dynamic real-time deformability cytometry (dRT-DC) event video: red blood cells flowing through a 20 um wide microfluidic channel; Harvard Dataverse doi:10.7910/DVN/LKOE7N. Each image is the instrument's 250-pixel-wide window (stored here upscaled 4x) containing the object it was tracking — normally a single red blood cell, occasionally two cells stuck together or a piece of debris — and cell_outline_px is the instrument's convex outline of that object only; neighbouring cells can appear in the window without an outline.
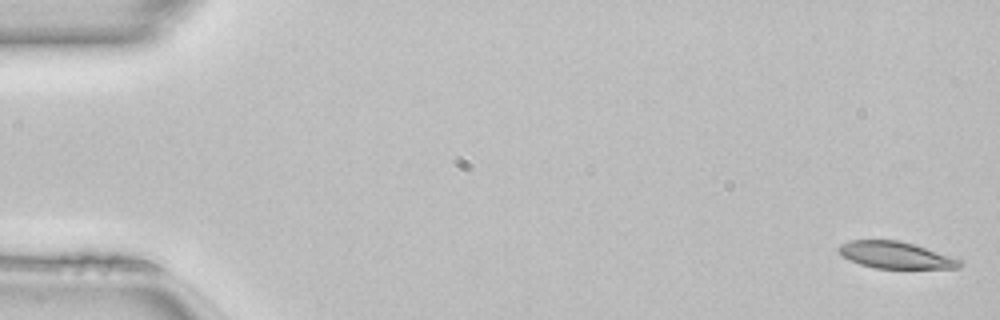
{"species": "common noctule bat (a hibernating species)", "species_latin": "Nyctalus noctula", "temperature_condition": "room temperature", "stored_images_in_passage": 49, "camera_frame_rate_fps": 3000, "um_per_image_px": 0.085, "animal": {"sex": "female", "body_mass_g": 22.7, "forearm_length_mm": 54.2}, "frame": {"image": 1, "passage_image": 1, "time_ms": 0.0, "image_size_px": [1000, 320], "cell_outline_px": [[964, 264], [960, 268], [876, 268], [860, 264], [836, 252], [836, 248], [840, 244], [848, 240], [900, 240], [964, 260]], "centroid_in_image_um": [76.14, 21.68], "position_along_channel_um": 8.9, "area_um2": 18.96}}
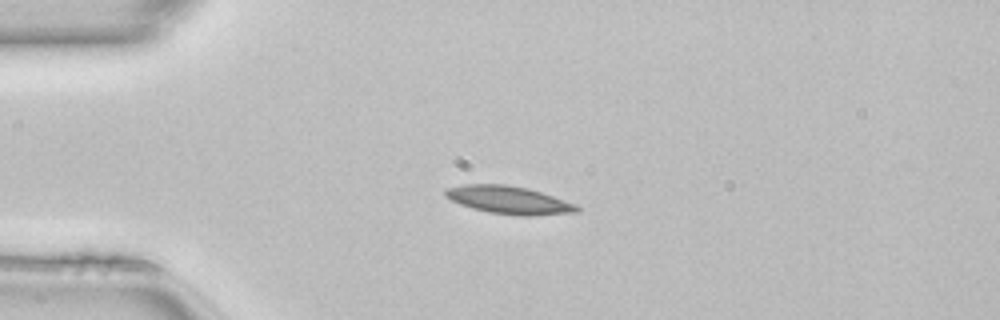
{"frame": {"image": 2, "passage_image": 12, "time_ms": 3.667, "image_size_px": [1000, 320], "cell_outline_px": [[580, 212], [532, 216], [520, 216], [488, 212], [472, 208], [460, 204], [444, 196], [444, 188], [464, 184], [504, 184], [528, 188], [576, 204], [580, 208]], "centroid_in_image_um": [43.24, 17.0], "position_along_channel_um": 41.8, "area_um2": 21.44}}
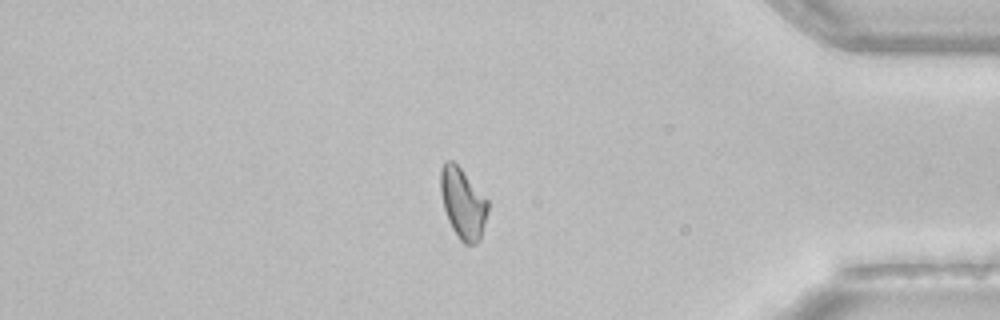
{"frame": {"image": 3, "passage_image": 42, "time_ms": 13.667, "image_size_px": [1000, 320], "cell_outline_px": [[488, 212], [480, 240], [476, 244], [464, 244], [460, 240], [452, 228], [448, 220], [444, 208], [440, 192], [440, 168], [444, 160], [452, 160], [460, 168], [488, 200]], "centroid_in_image_um": [39.33, 17.28], "position_along_channel_um": 395.9, "area_um2": 19.48}, "authors_computed_cell_mechanics": {"area_um2": 19.7098, "velocity_mm_per_s": 4.1175, "shape_relaxation_time_tau1_ms": null, "shape_relaxation_time_tau2_ms": 4.9424, "deformation_change_tau1": null, "deformation_change_tau2": 0.1179}}